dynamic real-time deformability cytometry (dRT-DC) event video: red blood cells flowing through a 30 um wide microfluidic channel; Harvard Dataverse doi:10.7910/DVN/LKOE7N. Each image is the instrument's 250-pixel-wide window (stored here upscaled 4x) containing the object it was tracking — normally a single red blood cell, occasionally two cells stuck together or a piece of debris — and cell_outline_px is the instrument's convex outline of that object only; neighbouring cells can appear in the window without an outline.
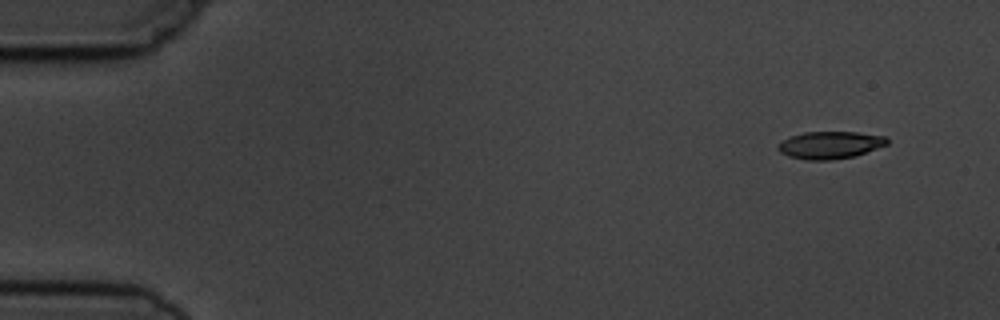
{"species": "common noctule bat (a hibernating species)", "species_latin": "Nyctalus noctula", "temperature_condition": "cold", "stored_images_in_passage": 4, "camera_frame_rate_fps": 3000, "um_per_image_px": 0.085, "animal": {"sex": "male", "body_mass_g": 19.5, "forearm_length_mm": 54.6}, "frame": {"image": 1, "passage_image": 1, "time_ms": 0.0, "image_size_px": [1000, 320], "cell_outline_px": [[888, 144], [856, 156], [832, 160], [808, 160], [788, 156], [780, 152], [776, 148], [784, 140], [792, 136], [804, 132], [856, 132], [884, 136], [888, 140]], "centroid_in_image_um": [70.57, 12.33], "position_along_channel_um": 14.4, "area_um2": 17.28}}
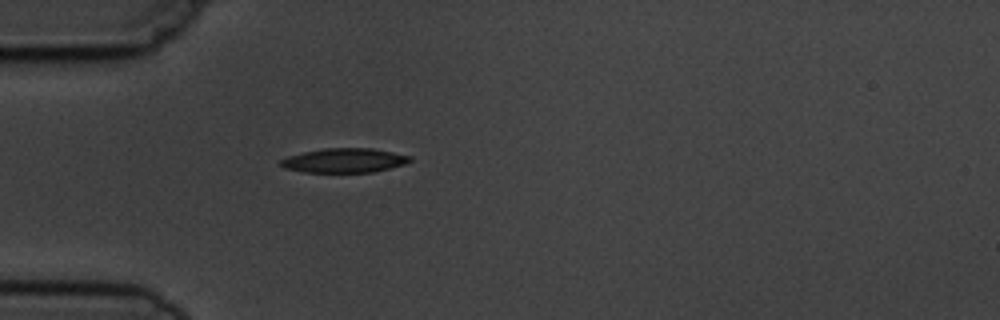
{"frame": {"image": 2, "passage_image": 4, "time_ms": 4.0, "image_size_px": [1000, 320], "cell_outline_px": [[412, 160], [404, 164], [372, 172], [304, 172], [284, 168], [280, 164], [280, 160], [288, 156], [304, 152], [324, 148], [372, 148], [412, 156]], "centroid_in_image_um": [29.26, 13.63], "position_along_channel_um": 55.7, "area_um2": 18.21}}